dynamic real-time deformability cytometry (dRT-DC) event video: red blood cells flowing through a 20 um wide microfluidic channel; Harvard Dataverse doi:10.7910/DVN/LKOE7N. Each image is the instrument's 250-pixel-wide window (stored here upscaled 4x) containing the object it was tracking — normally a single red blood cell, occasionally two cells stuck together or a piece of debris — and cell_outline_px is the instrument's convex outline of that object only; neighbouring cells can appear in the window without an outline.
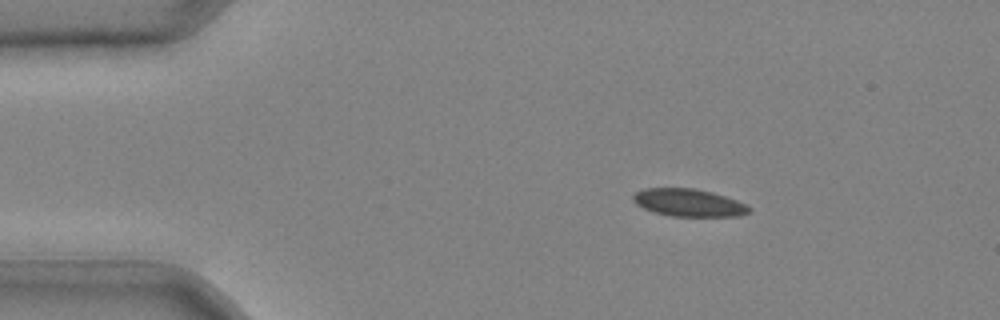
{"species": "common noctule bat (a hibernating species)", "species_latin": "Nyctalus noctula", "temperature_condition": "cold", "stored_images_in_passage": 36, "camera_frame_rate_fps": 3000, "um_per_image_px": 0.085, "animal": {"sex": "male", "body_mass_g": 20.4}, "frame": {"image": 1, "passage_image": 1, "time_ms": 0.0, "image_size_px": [1000, 320], "cell_outline_px": [[752, 208], [748, 212], [740, 216], [672, 216], [656, 212], [644, 208], [636, 204], [632, 200], [632, 196], [636, 192], [644, 188], [692, 188], [712, 192], [748, 204]], "centroid_in_image_um": [58.55, 17.22], "position_along_channel_um": 26.5, "area_um2": 18.55}}
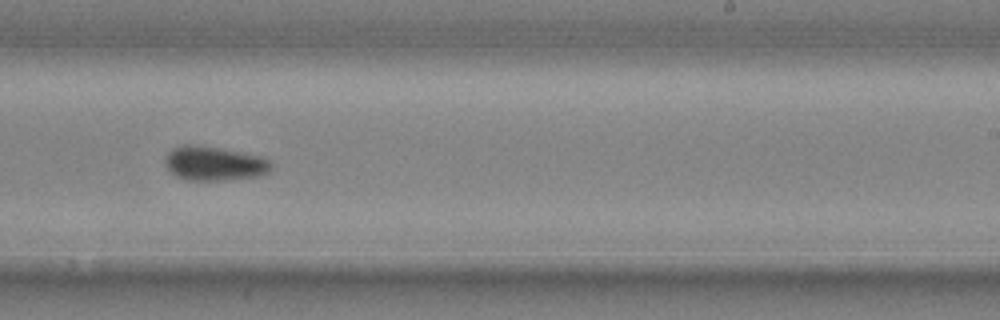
{"frame": {"image": 2, "passage_image": 21, "time_ms": 6.667, "image_size_px": [1000, 320], "cell_outline_px": [[272, 168], [268, 172], [260, 176], [224, 180], [184, 180], [176, 176], [168, 168], [164, 160], [164, 156], [172, 148], [184, 144], [188, 144], [216, 148], [240, 152], [260, 156], [272, 160]], "centroid_in_image_um": [18.21, 13.9], "position_along_channel_um": 270.8, "area_um2": 21.15}}
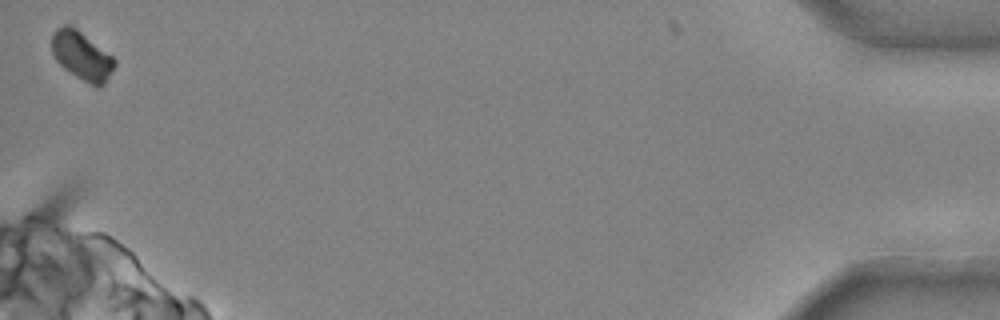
{"frame": {"image": 3, "passage_image": 36, "time_ms": 11.667, "image_size_px": [1000, 320], "cell_outline_px": [[116, 64], [104, 84], [100, 88], [96, 88], [76, 76], [64, 68], [52, 56], [52, 32], [56, 28], [64, 24], [68, 24], [76, 28], [112, 56], [116, 60]], "centroid_in_image_um": [6.94, 4.74], "position_along_channel_um": 428.3, "area_um2": 17.74}}